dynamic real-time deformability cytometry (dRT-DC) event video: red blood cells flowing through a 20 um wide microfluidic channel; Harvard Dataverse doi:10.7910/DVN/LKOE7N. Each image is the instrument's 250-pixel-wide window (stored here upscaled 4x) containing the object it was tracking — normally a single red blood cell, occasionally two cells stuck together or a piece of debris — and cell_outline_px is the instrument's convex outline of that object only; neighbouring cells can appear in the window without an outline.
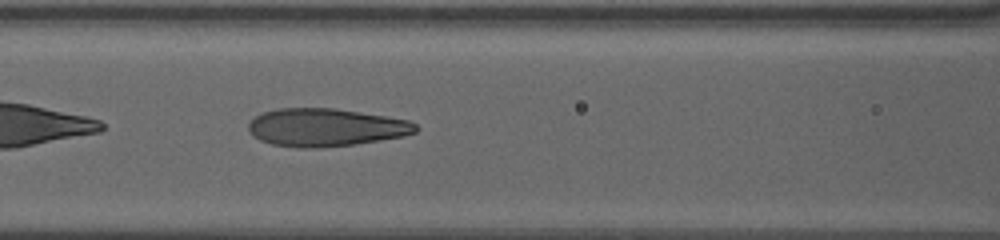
{"species": "human", "species_latin": "Homo sapiens", "temperature_condition": "warm", "stored_images_in_passage": 12, "camera_frame_rate_fps": 3000, "um_per_image_px": 0.085, "donor": {"sex": "female"}, "frame": {"image": 1, "passage_image": 12, "time_ms": 9.0, "image_size_px": [1000, 240], "cell_outline_px": [[420, 128], [416, 132], [404, 136], [352, 144], [320, 148], [300, 148], [272, 144], [260, 140], [248, 128], [248, 124], [256, 116], [264, 112], [276, 108], [336, 108], [408, 120], [416, 124]], "centroid_in_image_um": [27.7, 10.82], "position_along_channel_um": 138.9, "area_um2": 36.7}}